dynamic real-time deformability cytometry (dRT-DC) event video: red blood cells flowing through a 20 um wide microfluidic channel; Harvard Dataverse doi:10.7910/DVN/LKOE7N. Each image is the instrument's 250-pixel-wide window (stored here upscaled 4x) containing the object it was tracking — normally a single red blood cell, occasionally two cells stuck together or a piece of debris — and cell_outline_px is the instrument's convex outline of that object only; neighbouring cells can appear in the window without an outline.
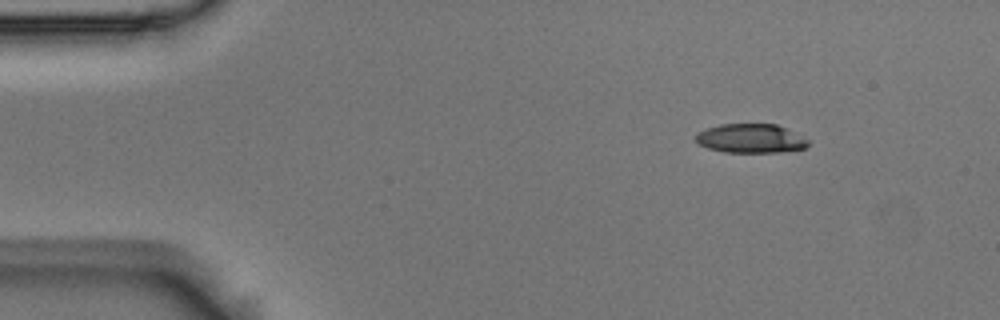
{"species": "Egyptian fruit bat (a non-hibernating species)", "species_latin": "Rousettus aegyptiacus", "temperature_condition": "room temperature", "stored_images_in_passage": 5, "camera_frame_rate_fps": 3000, "um_per_image_px": 0.085, "animal": {"sex": "male"}, "frame": {"image": 1, "passage_image": 1, "time_ms": 0.0, "image_size_px": [1000, 320], "cell_outline_px": [[808, 144], [804, 148], [780, 152], [724, 152], [708, 148], [700, 144], [696, 140], [696, 136], [700, 132], [708, 128], [720, 124], [776, 124], [808, 140]], "centroid_in_image_um": [63.79, 11.77], "position_along_channel_um": 21.2, "area_um2": 18.61}}
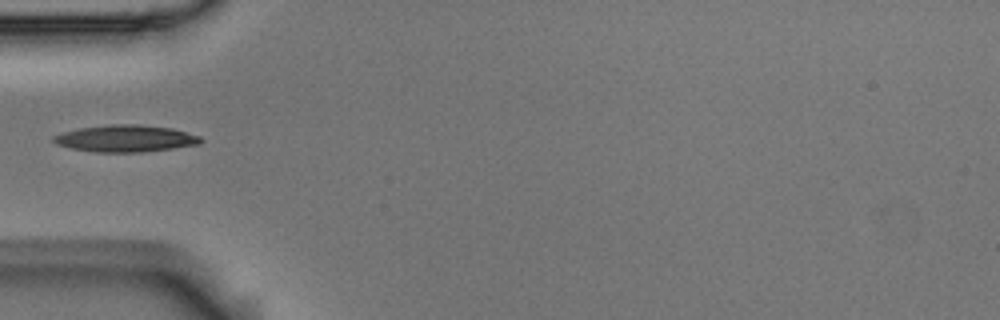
{"frame": {"image": 2, "passage_image": 4, "time_ms": 1.0, "image_size_px": [1000, 320], "cell_outline_px": [[204, 140], [200, 144], [172, 148], [140, 152], [96, 152], [72, 148], [56, 144], [52, 140], [52, 136], [64, 132], [80, 128], [108, 124], [140, 124], [172, 128], [200, 136]], "centroid_in_image_um": [10.68, 11.76], "position_along_channel_um": 74.3, "area_um2": 23.0}}
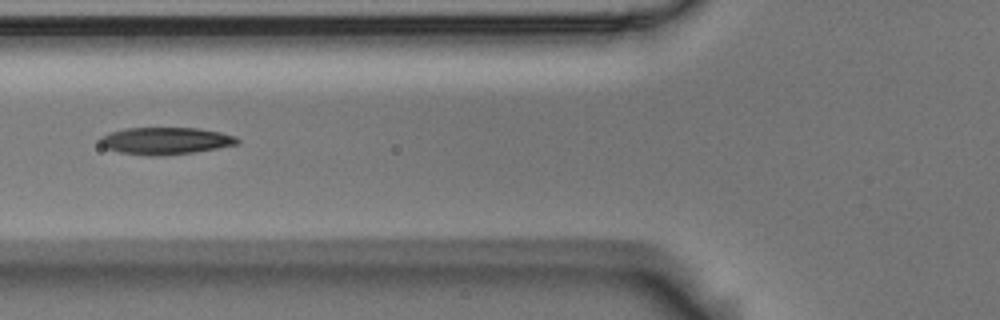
{"frame": {"image": 3, "passage_image": 5, "time_ms": 1.333, "image_size_px": [1000, 320], "cell_outline_px": [[240, 144], [192, 152], [160, 156], [148, 156], [120, 152], [104, 148], [100, 144], [100, 136], [108, 132], [124, 128], [196, 128], [220, 132], [236, 136], [240, 140]], "centroid_in_image_um": [14.04, 11.97], "position_along_channel_um": 111.8, "area_um2": 21.79}}